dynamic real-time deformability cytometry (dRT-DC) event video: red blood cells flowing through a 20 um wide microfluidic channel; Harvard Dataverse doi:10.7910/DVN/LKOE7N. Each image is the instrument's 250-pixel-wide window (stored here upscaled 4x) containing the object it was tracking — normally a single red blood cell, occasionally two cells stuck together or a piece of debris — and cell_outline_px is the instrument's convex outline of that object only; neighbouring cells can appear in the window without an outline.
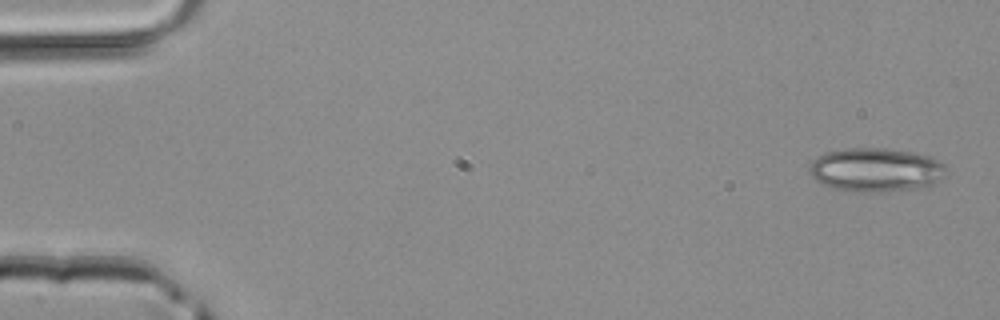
{"species": "common noctule bat (a hibernating species)", "species_latin": "Nyctalus noctula", "temperature_condition": "room temperature", "stored_images_in_passage": 4, "camera_frame_rate_fps": 3000, "um_per_image_px": 0.085, "animal": {"sex": "male", "body_mass_g": 20.4}, "frame": {"image": 1, "passage_image": 1, "time_ms": 0.0, "image_size_px": [1000, 320], "cell_outline_px": [[944, 172], [932, 184], [912, 188], [884, 192], [872, 192], [836, 188], [824, 184], [816, 180], [812, 176], [812, 160], [816, 156], [824, 152], [848, 148], [884, 148], [908, 152], [928, 156], [944, 164]], "centroid_in_image_um": [74.4, 14.41], "position_along_channel_um": 10.6, "area_um2": 33.87}}